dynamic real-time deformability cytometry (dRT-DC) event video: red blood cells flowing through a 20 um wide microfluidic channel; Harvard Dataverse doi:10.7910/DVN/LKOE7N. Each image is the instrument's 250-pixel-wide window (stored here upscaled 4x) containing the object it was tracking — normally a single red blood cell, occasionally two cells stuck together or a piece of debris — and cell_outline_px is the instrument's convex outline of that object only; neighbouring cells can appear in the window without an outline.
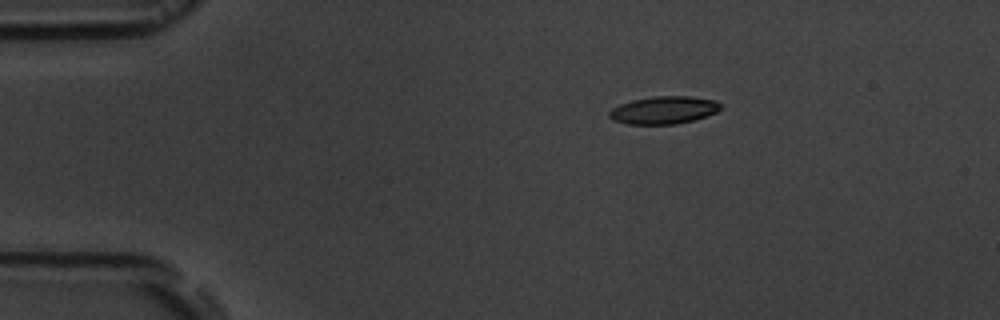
{"species": "common noctule bat (a hibernating species)", "species_latin": "Nyctalus noctula", "temperature_condition": "room temperature", "stored_images_in_passage": 3, "camera_frame_rate_fps": 3000, "um_per_image_px": 0.085, "animal": {"sex": "male", "body_mass_g": 19.5, "forearm_length_mm": 54.6}, "frame": {"image": 1, "passage_image": 1, "time_ms": 0.0, "image_size_px": [1000, 320], "cell_outline_px": [[724, 108], [716, 112], [692, 120], [676, 124], [628, 124], [612, 120], [608, 116], [608, 112], [612, 108], [620, 104], [632, 100], [652, 96], [692, 96], [716, 100], [724, 104]], "centroid_in_image_um": [56.44, 9.34], "position_along_channel_um": 28.6, "area_um2": 18.15}}